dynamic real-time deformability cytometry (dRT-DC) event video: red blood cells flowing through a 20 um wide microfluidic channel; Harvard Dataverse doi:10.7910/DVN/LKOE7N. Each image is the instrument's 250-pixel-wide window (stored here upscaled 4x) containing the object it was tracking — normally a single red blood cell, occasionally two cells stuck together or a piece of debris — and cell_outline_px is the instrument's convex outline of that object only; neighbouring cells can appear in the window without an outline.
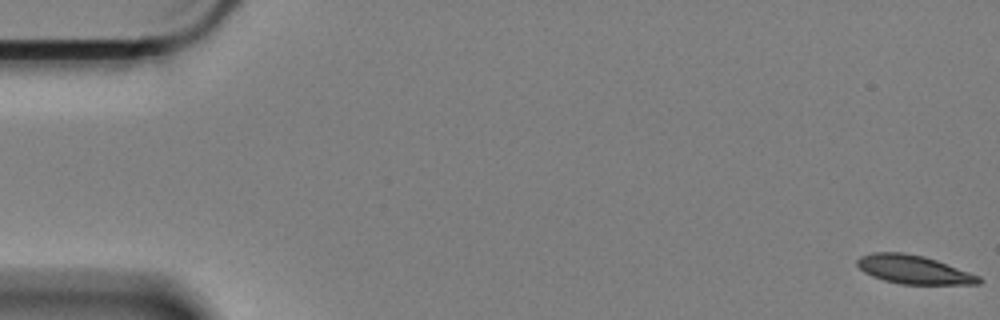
{"species": "Egyptian fruit bat (a non-hibernating species)", "species_latin": "Rousettus aegyptiacus", "temperature_condition": "cold", "stored_images_in_passage": 62, "camera_frame_rate_fps": 3000, "um_per_image_px": 0.085, "animal": {"sex": "female"}, "frame": {"image": 1, "passage_image": 1, "time_ms": 0.0, "image_size_px": [1000, 320], "cell_outline_px": [[984, 280], [980, 284], [900, 284], [884, 280], [872, 276], [864, 272], [856, 264], [856, 260], [860, 256], [872, 252], [904, 252], [924, 256], [936, 260], [980, 276]], "centroid_in_image_um": [77.65, 22.91], "position_along_channel_um": 7.3, "area_um2": 20.29}}
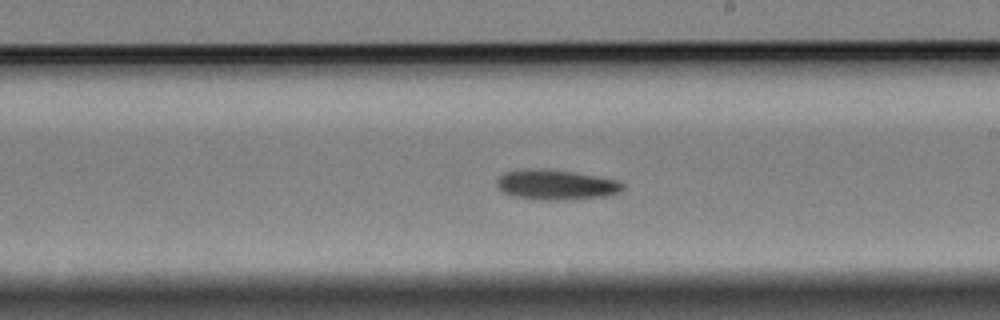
{"frame": {"image": 2, "passage_image": 35, "time_ms": 11.333, "image_size_px": [1000, 320], "cell_outline_px": [[624, 188], [620, 192], [604, 196], [560, 200], [540, 200], [512, 196], [504, 192], [496, 184], [496, 180], [504, 172], [520, 168], [548, 168], [576, 172], [620, 180], [624, 184]], "centroid_in_image_um": [47.25, 15.68], "position_along_channel_um": 241.7, "area_um2": 22.48}}
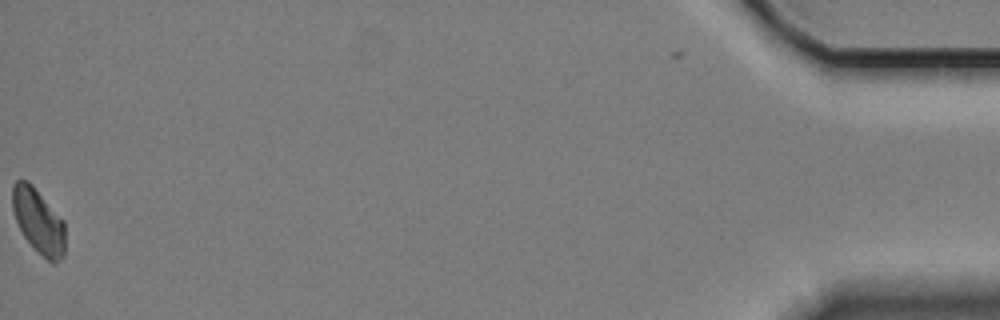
{"frame": {"image": 3, "passage_image": 61, "time_ms": 20.0, "image_size_px": [1000, 320], "cell_outline_px": [[64, 256], [60, 260], [52, 264], [24, 236], [16, 220], [12, 208], [12, 184], [16, 180], [28, 180], [32, 184], [64, 220]], "centroid_in_image_um": [3.27, 18.75], "position_along_channel_um": 431.9, "area_um2": 19.71}}